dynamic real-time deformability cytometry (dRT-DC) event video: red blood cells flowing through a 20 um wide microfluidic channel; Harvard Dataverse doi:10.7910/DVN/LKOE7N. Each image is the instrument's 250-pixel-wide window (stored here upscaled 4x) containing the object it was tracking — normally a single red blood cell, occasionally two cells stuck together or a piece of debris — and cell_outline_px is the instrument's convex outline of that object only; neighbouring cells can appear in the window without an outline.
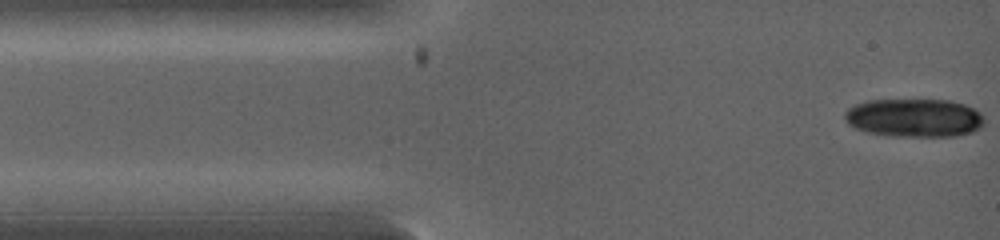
{"species": "common noctule bat (a hibernating species)", "species_latin": "Nyctalus noctula", "temperature_condition": "warm", "stored_images_in_passage": 4, "camera_frame_rate_fps": 5000, "um_per_image_px": 0.085, "animal": {"sex": "female", "body_mass_g": 19.0, "forearm_length_mm": 53.3}, "frame": {"image": 1, "passage_image": 1, "time_ms": 0.0, "image_size_px": [1000, 240], "cell_outline_px": [[984, 124], [980, 128], [972, 132], [956, 136], [888, 136], [868, 132], [856, 128], [848, 124], [844, 120], [844, 112], [848, 108], [856, 104], [868, 100], [948, 100], [964, 104], [980, 112], [984, 116]], "centroid_in_image_um": [77.71, 10.02], "position_along_channel_um": 7.3, "area_um2": 31.39}}
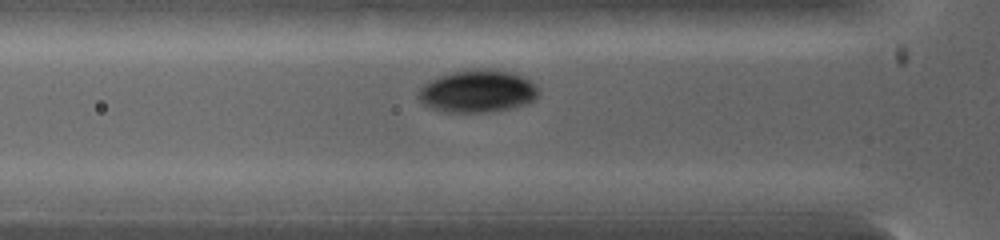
{"frame": {"image": 2, "passage_image": 4, "time_ms": 3.6, "image_size_px": [1000, 240], "cell_outline_px": [[540, 92], [536, 100], [528, 104], [512, 108], [488, 112], [448, 112], [428, 108], [420, 100], [416, 92], [424, 84], [436, 76], [468, 68], [488, 68], [512, 72], [524, 76], [536, 84], [540, 88]], "centroid_in_image_um": [40.63, 7.74], "position_along_channel_um": 85.2, "area_um2": 30.58}}